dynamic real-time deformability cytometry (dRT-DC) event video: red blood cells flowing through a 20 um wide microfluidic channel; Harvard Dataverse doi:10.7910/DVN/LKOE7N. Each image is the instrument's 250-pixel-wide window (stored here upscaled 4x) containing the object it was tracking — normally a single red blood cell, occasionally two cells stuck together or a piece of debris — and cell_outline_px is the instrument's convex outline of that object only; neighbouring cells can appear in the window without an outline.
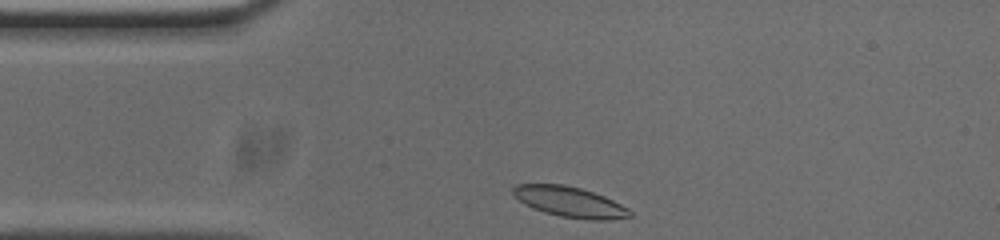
{"species": "common noctule bat (a hibernating species)", "species_latin": "Nyctalus noctula", "temperature_condition": "cold", "stored_images_in_passage": 32, "camera_frame_rate_fps": 3000, "um_per_image_px": 0.085, "animal": {"sex": "male", "body_mass_g": 20.0, "forearm_length_mm": 53.3}, "frame": {"image": 1, "passage_image": 1, "time_ms": 0.0, "image_size_px": [1000, 240], "cell_outline_px": [[632, 216], [612, 220], [592, 220], [560, 216], [544, 212], [532, 208], [524, 204], [512, 192], [512, 188], [516, 184], [564, 184], [580, 188], [604, 196], [628, 208], [632, 212]], "centroid_in_image_um": [48.44, 17.17], "position_along_channel_um": 36.6, "area_um2": 20.63}}
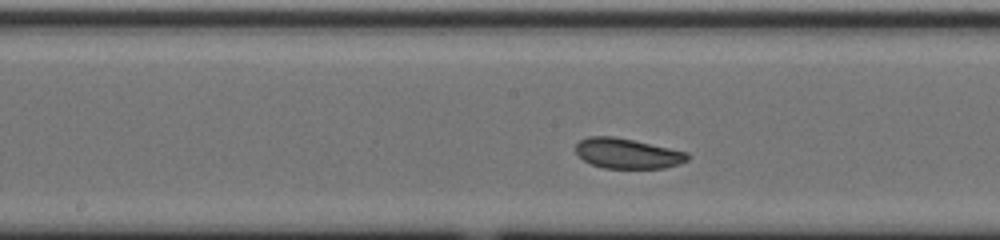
{"frame": {"image": 2, "passage_image": 16, "time_ms": 5.0, "image_size_px": [1000, 240], "cell_outline_px": [[688, 160], [680, 164], [664, 168], [604, 168], [592, 164], [584, 160], [576, 152], [576, 144], [580, 140], [588, 136], [612, 136], [632, 140], [688, 152]], "centroid_in_image_um": [53.33, 13.04], "position_along_channel_um": 194.9, "area_um2": 19.48}}
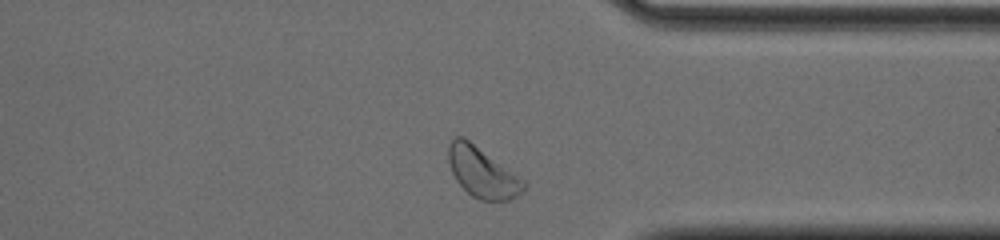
{"frame": {"image": 3, "passage_image": 31, "time_ms": 10.0, "image_size_px": [1000, 240], "cell_outline_px": [[528, 188], [516, 196], [508, 200], [480, 200], [472, 196], [456, 180], [448, 164], [448, 144], [456, 136], [464, 136], [524, 180], [528, 184]], "centroid_in_image_um": [40.99, 14.65], "position_along_channel_um": 370.4, "area_um2": 21.96}, "authors_computed_cell_mechanics": {"area_um2": 19.9699, "velocity_mm_per_s": 3.6351, "shape_relaxation_time_tau1_ms": 3.5057, "shape_relaxation_time_tau2_ms": null, "deformation_change_tau1": 0.1035, "deformation_change_tau2": null}}